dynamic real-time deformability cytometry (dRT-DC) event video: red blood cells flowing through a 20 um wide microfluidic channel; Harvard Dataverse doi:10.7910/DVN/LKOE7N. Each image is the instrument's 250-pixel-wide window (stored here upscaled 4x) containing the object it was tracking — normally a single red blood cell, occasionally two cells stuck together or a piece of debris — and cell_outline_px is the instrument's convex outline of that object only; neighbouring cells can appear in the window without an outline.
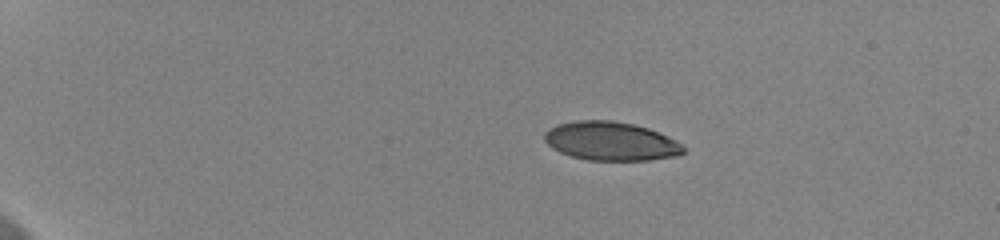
{"species": "human", "species_latin": "Homo sapiens", "temperature_condition": "cold", "stored_images_in_passage": 46, "camera_frame_rate_fps": 3000, "um_per_image_px": 0.085, "donor": {"sex": "female"}, "frame": {"image": 1, "passage_image": 1, "time_ms": 0.0, "image_size_px": [1000, 240], "cell_outline_px": [[684, 152], [676, 156], [648, 160], [588, 160], [572, 156], [560, 152], [552, 148], [544, 140], [544, 132], [556, 124], [576, 120], [612, 120], [632, 124], [648, 128], [684, 144]], "centroid_in_image_um": [51.9, 11.99], "position_along_channel_um": 33.1, "area_um2": 31.33}}
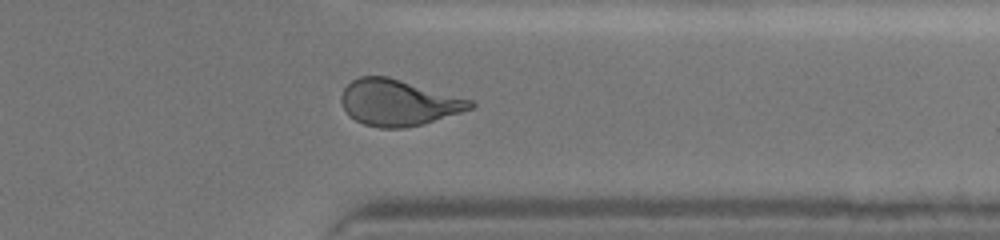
{"frame": {"image": 2, "passage_image": 37, "time_ms": 12.0, "image_size_px": [1000, 240], "cell_outline_px": [[476, 104], [472, 108], [424, 124], [404, 128], [380, 128], [364, 124], [348, 116], [340, 100], [340, 96], [344, 88], [352, 80], [360, 76], [388, 76], [472, 100]], "centroid_in_image_um": [33.83, 8.72], "position_along_channel_um": 377.6, "area_um2": 34.62}}
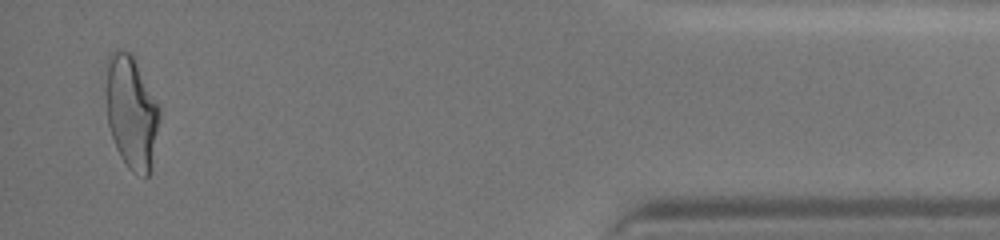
{"frame": {"image": 3, "passage_image": 45, "time_ms": 14.667, "image_size_px": [1000, 240], "cell_outline_px": [[160, 112], [152, 168], [148, 176], [144, 176], [132, 172], [128, 168], [120, 156], [116, 148], [108, 124], [104, 96], [104, 60], [116, 48], [120, 48], [132, 52], [160, 108]], "centroid_in_image_um": [11.12, 9.45], "position_along_channel_um": 424.1, "area_um2": 36.36}, "authors_computed_cell_mechanics": {"area_um2": 34.4488, "velocity_mm_per_s": 3.651, "shape_relaxation_time_tau1_ms": 6.2732, "shape_relaxation_time_tau2_ms": 0.9948, "deformation_change_tau1": 0.1982, "deformation_change_tau2": 0.0606}}